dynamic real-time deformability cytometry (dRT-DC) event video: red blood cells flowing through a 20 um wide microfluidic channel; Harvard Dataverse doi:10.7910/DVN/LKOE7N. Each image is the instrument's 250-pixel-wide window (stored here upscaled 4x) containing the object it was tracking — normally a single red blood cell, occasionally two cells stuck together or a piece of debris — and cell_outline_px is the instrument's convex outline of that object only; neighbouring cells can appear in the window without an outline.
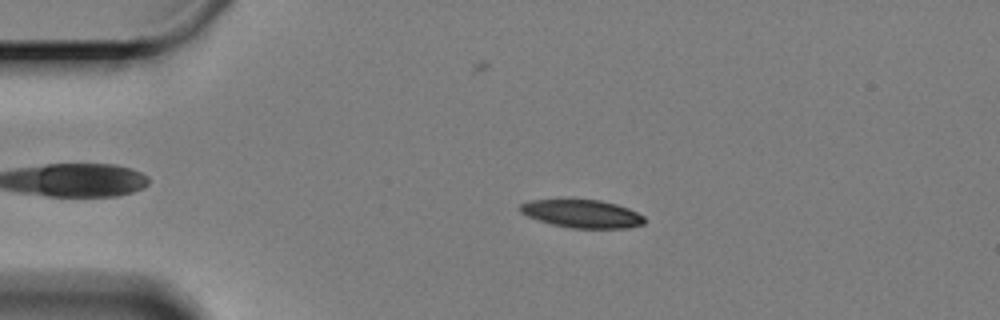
{"species": "Egyptian fruit bat (a non-hibernating species)", "species_latin": "Rousettus aegyptiacus", "temperature_condition": "cold", "stored_images_in_passage": 43, "camera_frame_rate_fps": 3000, "um_per_image_px": 0.085, "animal": {"sex": "female"}, "frame": {"image": 1, "passage_image": 2, "time_ms": 0.333, "image_size_px": [1000, 320], "cell_outline_px": [[644, 224], [628, 228], [572, 228], [552, 224], [528, 216], [520, 212], [520, 204], [532, 200], [600, 200], [616, 204], [628, 208], [644, 216]], "centroid_in_image_um": [49.5, 18.17], "position_along_channel_um": 35.5, "area_um2": 20.06}}
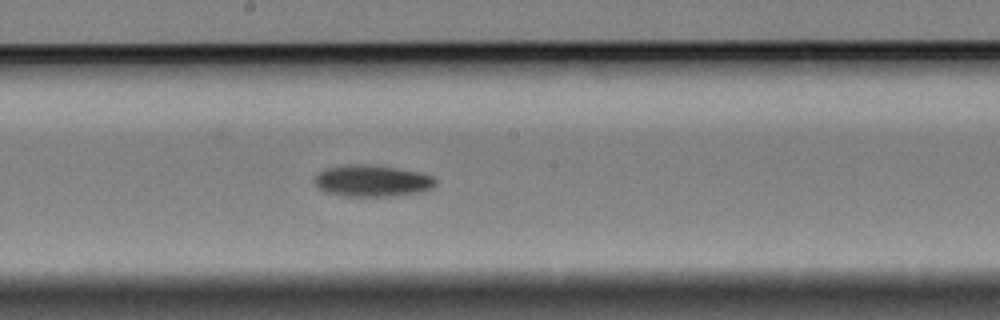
{"frame": {"image": 2, "passage_image": 22, "time_ms": 7.0, "image_size_px": [1000, 320], "cell_outline_px": [[436, 188], [420, 192], [392, 196], [340, 196], [324, 192], [312, 180], [324, 168], [348, 164], [368, 164], [396, 168], [420, 172], [432, 176], [436, 180]], "centroid_in_image_um": [31.64, 15.37], "position_along_channel_um": 216.6, "area_um2": 22.54}}
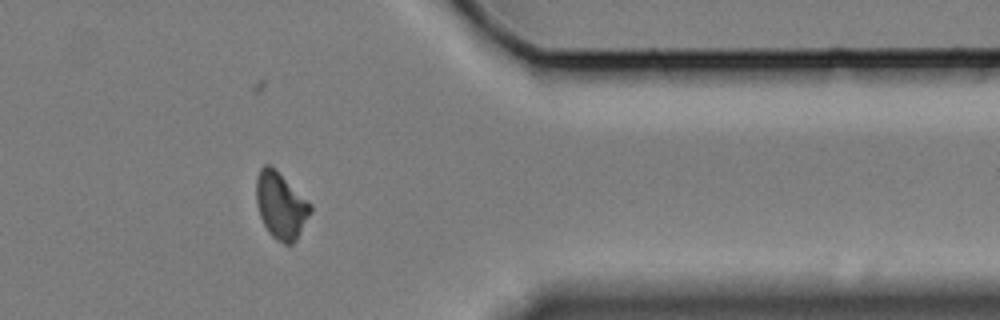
{"frame": {"image": 3, "passage_image": 39, "time_ms": 12.667, "image_size_px": [1000, 320], "cell_outline_px": [[312, 212], [296, 240], [292, 244], [284, 244], [276, 240], [268, 232], [260, 216], [256, 204], [256, 176], [260, 168], [264, 164], [268, 164], [312, 204]], "centroid_in_image_um": [23.86, 17.5], "position_along_channel_um": 387.5, "area_um2": 20.87}, "authors_computed_cell_mechanics": {"area_um2": 21.6172, "velocity_mm_per_s": 3.2754, "shape_relaxation_time_tau1_ms": 5.3357, "shape_relaxation_time_tau2_ms": null, "deformation_change_tau1": 0.1314, "deformation_change_tau2": null}}